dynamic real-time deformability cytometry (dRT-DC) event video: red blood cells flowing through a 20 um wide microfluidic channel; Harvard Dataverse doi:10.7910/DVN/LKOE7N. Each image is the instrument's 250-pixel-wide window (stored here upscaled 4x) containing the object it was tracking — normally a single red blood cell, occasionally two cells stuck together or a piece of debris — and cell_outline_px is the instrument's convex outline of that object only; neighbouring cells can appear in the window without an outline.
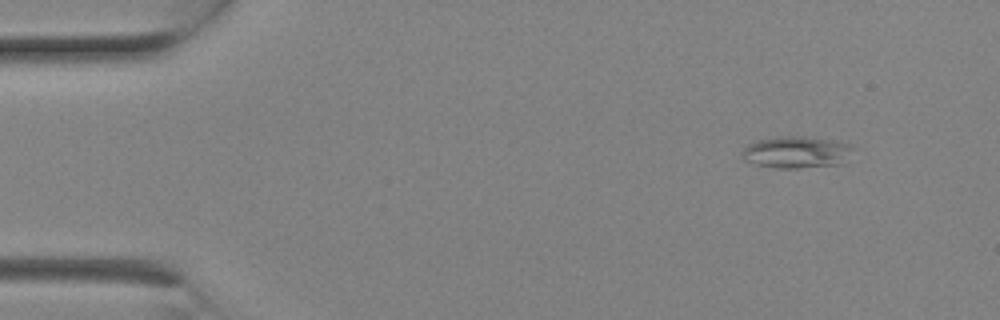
{"species": "Egyptian fruit bat (a non-hibernating species)", "species_latin": "Rousettus aegyptiacus", "temperature_condition": "room temperature", "stored_images_in_passage": 3, "camera_frame_rate_fps": 3000, "um_per_image_px": 0.085, "animal": {"sex": "female"}, "frame": {"image": 1, "passage_image": 1, "time_ms": 0.0, "image_size_px": [1000, 320], "cell_outline_px": [[856, 148], [844, 164], [800, 168], [776, 168], [756, 164], [744, 160], [740, 152], [748, 144], [756, 140], [780, 136], [804, 136], [840, 140]], "centroid_in_image_um": [67.76, 12.93], "position_along_channel_um": 17.2, "area_um2": 21.15}}